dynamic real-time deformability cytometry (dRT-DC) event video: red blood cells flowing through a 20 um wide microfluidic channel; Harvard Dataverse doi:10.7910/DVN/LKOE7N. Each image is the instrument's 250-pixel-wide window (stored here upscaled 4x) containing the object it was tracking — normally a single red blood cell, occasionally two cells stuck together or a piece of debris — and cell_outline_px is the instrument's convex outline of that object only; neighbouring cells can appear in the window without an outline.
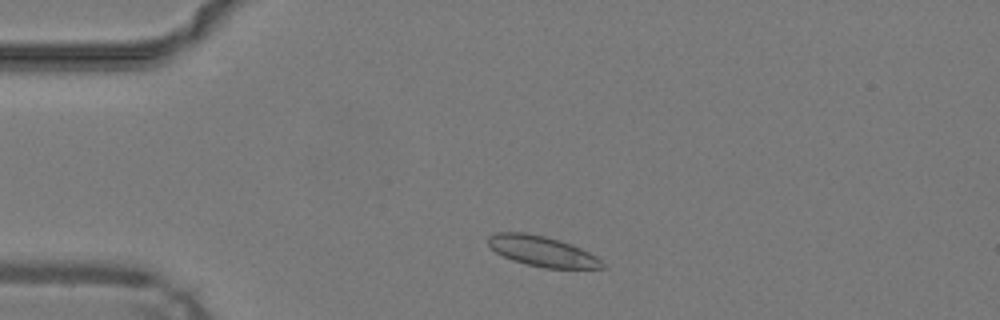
{"species": "common noctule bat (a hibernating species)", "species_latin": "Nyctalus noctula", "temperature_condition": "warm", "stored_images_in_passage": 41, "camera_frame_rate_fps": 3000, "um_per_image_px": 0.085, "animal": {"sex": "male", "body_mass_g": 19.2, "forearm_length_mm": 51.8}, "frame": {"image": 1, "passage_image": 4, "time_ms": 1.0, "image_size_px": [1000, 320], "cell_outline_px": [[608, 268], [544, 268], [512, 260], [496, 252], [488, 244], [488, 236], [496, 232], [524, 232], [544, 236], [560, 240], [580, 248], [596, 256]], "centroid_in_image_um": [46.08, 21.35], "position_along_channel_um": 38.9, "area_um2": 20.0}}
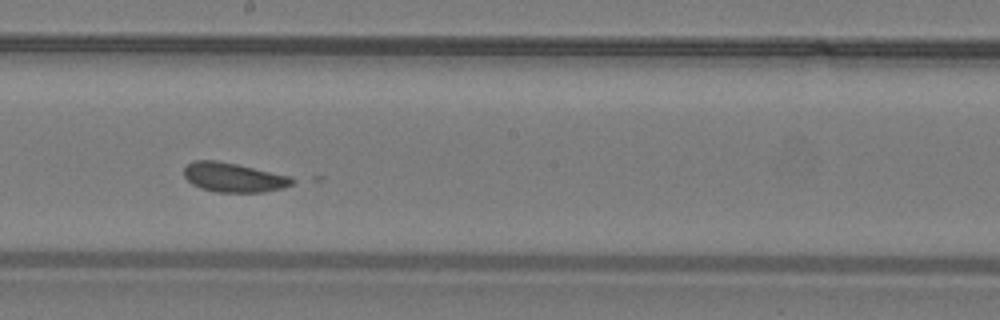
{"frame": {"image": 2, "passage_image": 20, "time_ms": 6.333, "image_size_px": [1000, 320], "cell_outline_px": [[296, 180], [292, 184], [284, 188], [264, 192], [216, 192], [200, 188], [192, 184], [184, 176], [184, 168], [192, 160], [216, 160], [236, 164], [288, 176]], "centroid_in_image_um": [19.82, 15.09], "position_along_channel_um": 228.4, "area_um2": 18.38}}
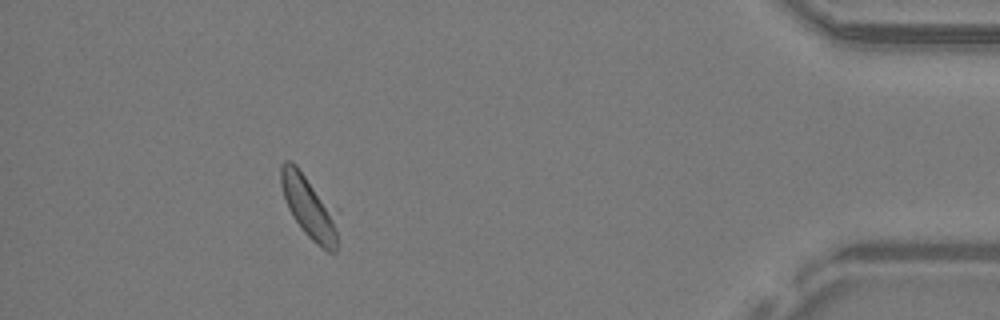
{"frame": {"image": 3, "passage_image": 37, "time_ms": 12.0, "image_size_px": [1000, 320], "cell_outline_px": [[340, 212], [336, 252], [328, 252], [316, 244], [304, 232], [288, 208], [280, 184], [280, 168], [284, 160], [288, 160], [296, 164], [340, 208]], "centroid_in_image_um": [26.39, 17.55], "position_along_channel_um": 408.8, "area_um2": 22.31}}